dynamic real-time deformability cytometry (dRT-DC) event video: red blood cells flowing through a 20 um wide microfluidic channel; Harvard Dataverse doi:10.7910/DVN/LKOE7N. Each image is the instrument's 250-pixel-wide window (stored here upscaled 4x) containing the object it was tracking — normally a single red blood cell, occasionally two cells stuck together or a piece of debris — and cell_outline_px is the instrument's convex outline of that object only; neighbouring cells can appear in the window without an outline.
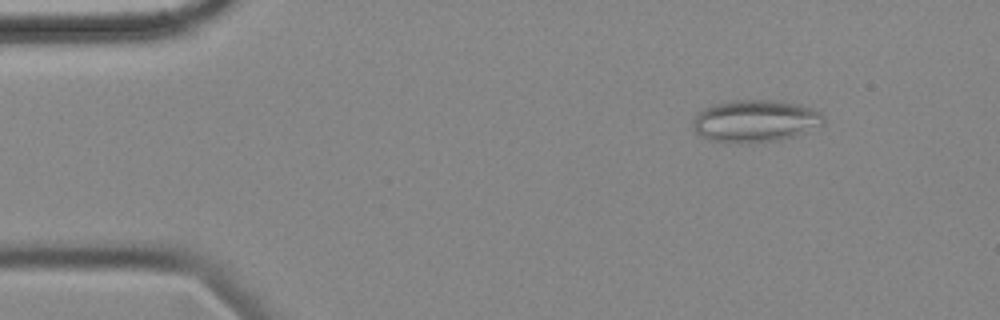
{"species": "common noctule bat (a hibernating species)", "species_latin": "Nyctalus noctula", "temperature_condition": "cold", "stored_images_in_passage": 16, "camera_frame_rate_fps": 3000, "um_per_image_px": 0.085, "animal": {"sex": "female", "body_mass_g": 18.4}, "frame": {"image": 1, "passage_image": 7, "time_ms": 2.0, "image_size_px": [1000, 320], "cell_outline_px": [[824, 124], [796, 136], [780, 140], [748, 144], [708, 140], [696, 132], [692, 124], [692, 120], [696, 112], [704, 108], [716, 104], [732, 100], [780, 100], [800, 104], [812, 108], [820, 112], [824, 116]], "centroid_in_image_um": [64.2, 10.29], "position_along_channel_um": 20.8, "area_um2": 32.66}}